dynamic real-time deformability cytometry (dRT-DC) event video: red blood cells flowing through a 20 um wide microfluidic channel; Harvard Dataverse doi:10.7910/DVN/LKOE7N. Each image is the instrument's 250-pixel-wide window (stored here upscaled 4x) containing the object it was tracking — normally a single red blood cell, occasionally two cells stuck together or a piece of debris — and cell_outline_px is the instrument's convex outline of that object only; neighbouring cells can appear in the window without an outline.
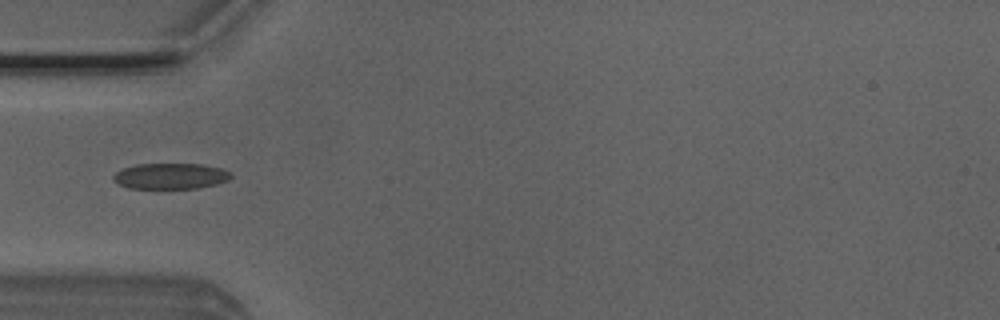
{"species": "Egyptian fruit bat (a non-hibernating species)", "species_latin": "Rousettus aegyptiacus", "temperature_condition": "room temperature", "stored_images_in_passage": 36, "camera_frame_rate_fps": 3000, "um_per_image_px": 0.085, "animal": {"sex": "male"}, "frame": {"image": 1, "passage_image": 1, "time_ms": 0.0, "image_size_px": [1000, 320], "cell_outline_px": [[232, 176], [228, 180], [216, 184], [200, 188], [128, 188], [112, 180], [112, 176], [116, 172], [124, 168], [136, 164], [204, 164], [220, 168], [232, 172]], "centroid_in_image_um": [14.51, 14.96], "position_along_channel_um": 70.5, "area_um2": 17.74}}
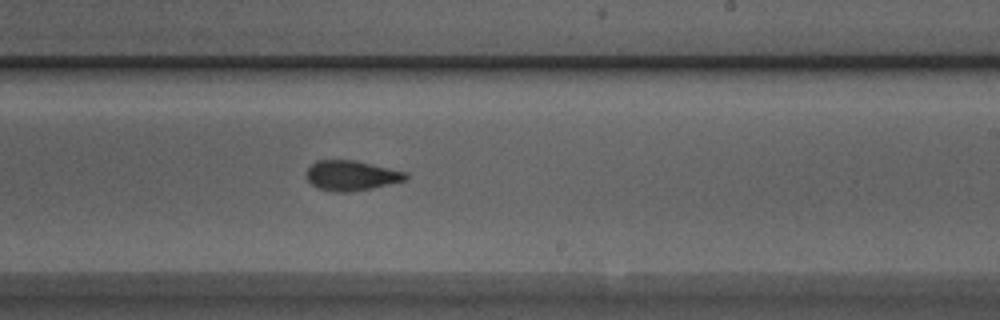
{"frame": {"image": 2, "passage_image": 15, "time_ms": 4.667, "image_size_px": [1000, 320], "cell_outline_px": [[408, 176], [404, 180], [372, 188], [348, 192], [332, 192], [316, 188], [308, 180], [304, 172], [316, 160], [356, 160], [408, 172]], "centroid_in_image_um": [29.83, 14.91], "position_along_channel_um": 259.2, "area_um2": 17.51}}
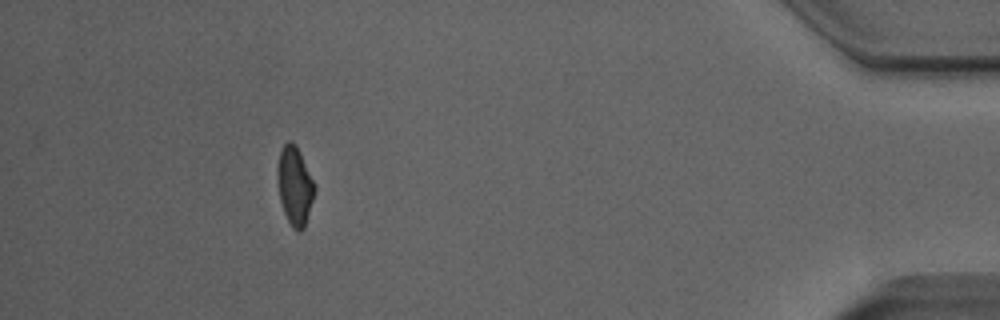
{"frame": {"image": 3, "passage_image": 31, "time_ms": 10.0, "image_size_px": [1000, 320], "cell_outline_px": [[316, 188], [304, 228], [300, 232], [296, 232], [292, 228], [284, 212], [280, 200], [276, 176], [276, 168], [280, 148], [288, 140], [292, 140], [296, 144], [300, 152]], "centroid_in_image_um": [25.02, 15.76], "position_along_channel_um": 410.2, "area_um2": 17.17}}